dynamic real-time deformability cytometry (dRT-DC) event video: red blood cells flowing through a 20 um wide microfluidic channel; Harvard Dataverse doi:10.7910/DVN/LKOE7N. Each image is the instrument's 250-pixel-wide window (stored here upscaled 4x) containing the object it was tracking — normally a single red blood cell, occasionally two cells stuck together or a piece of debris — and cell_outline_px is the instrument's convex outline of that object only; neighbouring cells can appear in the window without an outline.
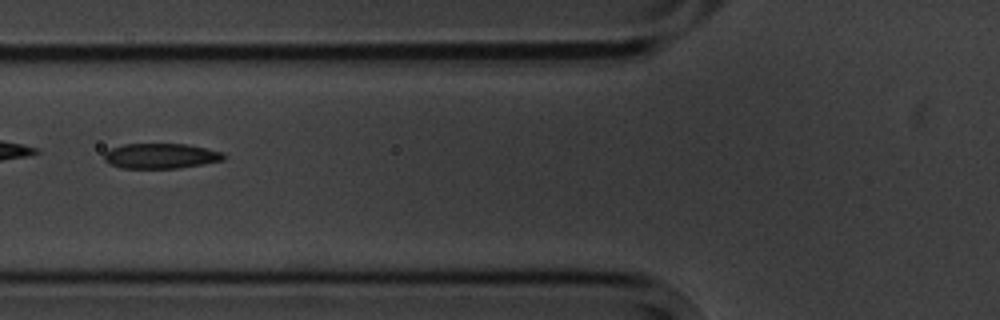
{"species": "common noctule bat (a hibernating species)", "species_latin": "Nyctalus noctula", "temperature_condition": "cold", "stored_images_in_passage": 14, "camera_frame_rate_fps": 3000, "um_per_image_px": 0.085, "animal": {"sex": "male", "body_mass_g": 20.1, "forearm_length_mm": 53.5}, "frame": {"image": 1, "passage_image": 5, "time_ms": 5.667, "image_size_px": [1000, 320], "cell_outline_px": [[228, 156], [224, 160], [204, 164], [180, 168], [120, 168], [108, 164], [104, 160], [104, 152], [112, 148], [124, 144], [188, 144], [224, 152]], "centroid_in_image_um": [13.7, 13.26], "position_along_channel_um": 112.1, "area_um2": 17.8}}
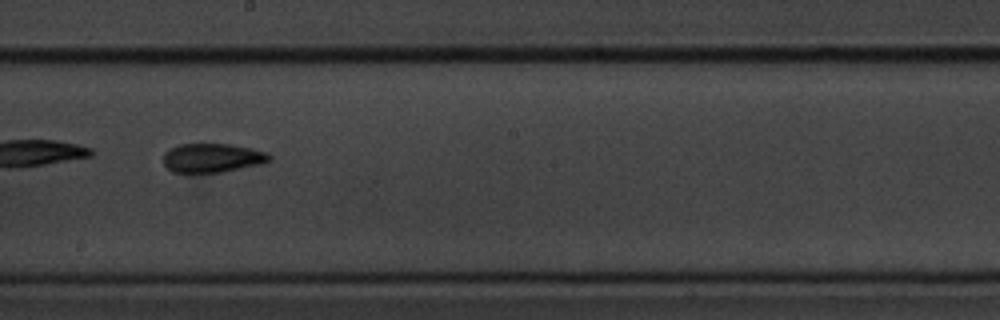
{"frame": {"image": 2, "passage_image": 8, "time_ms": 9.0, "image_size_px": [1000, 320], "cell_outline_px": [[272, 160], [264, 164], [224, 172], [172, 172], [164, 164], [164, 152], [180, 144], [228, 144], [252, 148], [268, 152], [272, 156]], "centroid_in_image_um": [18.12, 13.42], "position_along_channel_um": 230.1, "area_um2": 18.09}}
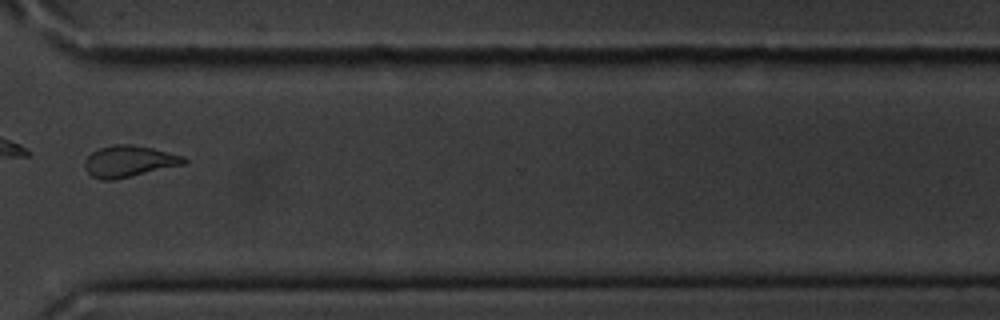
{"frame": {"image": 3, "passage_image": 11, "time_ms": 12.667, "image_size_px": [1000, 320], "cell_outline_px": [[188, 160], [184, 164], [112, 180], [100, 180], [92, 176], [84, 168], [84, 160], [92, 152], [100, 148], [116, 144], [128, 144], [152, 148], [184, 156]], "centroid_in_image_um": [10.94, 13.71], "position_along_channel_um": 359.7, "area_um2": 17.92}, "authors_computed_cell_mechanics": {"area_um2": 18.0914, "velocity_mm_per_s": 3.5336, "shape_relaxation_time_tau1_ms": 3.838, "shape_relaxation_time_tau2_ms": 2.3215, "deformation_change_tau1": 0.1273, "deformation_change_tau2": 0.0676}}